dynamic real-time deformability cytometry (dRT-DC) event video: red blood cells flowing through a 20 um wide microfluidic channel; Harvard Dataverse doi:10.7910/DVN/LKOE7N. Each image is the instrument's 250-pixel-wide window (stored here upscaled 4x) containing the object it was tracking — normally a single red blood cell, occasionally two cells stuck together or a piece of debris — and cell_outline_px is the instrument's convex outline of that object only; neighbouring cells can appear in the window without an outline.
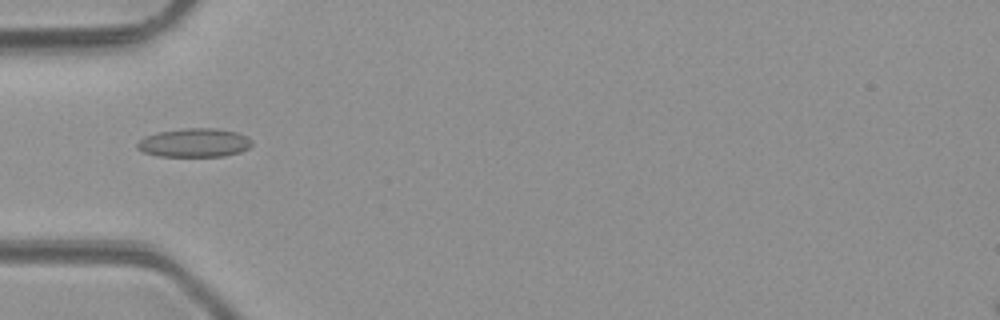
{"species": "common noctule bat (a hibernating species)", "species_latin": "Nyctalus noctula", "temperature_condition": "room temperature", "stored_images_in_passage": 6, "camera_frame_rate_fps": 3000, "um_per_image_px": 0.085, "animal": {"sex": "male", "body_mass_g": 23.1, "forearm_length_mm": 52.7}, "frame": {"image": 1, "passage_image": 4, "time_ms": 3.667, "image_size_px": [1000, 320], "cell_outline_px": [[252, 144], [248, 148], [240, 152], [224, 156], [156, 156], [144, 152], [136, 148], [136, 144], [144, 136], [156, 132], [184, 128], [216, 128], [236, 132], [248, 136], [252, 140]], "centroid_in_image_um": [16.51, 12.13], "position_along_channel_um": 68.5, "area_um2": 19.36}}
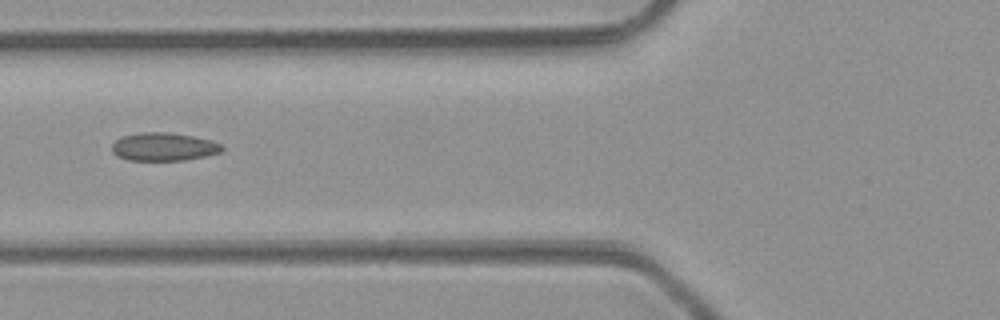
{"frame": {"image": 2, "passage_image": 5, "time_ms": 4.667, "image_size_px": [1000, 320], "cell_outline_px": [[224, 148], [220, 152], [204, 156], [184, 160], [128, 160], [116, 156], [112, 152], [112, 144], [120, 136], [140, 132], [168, 132], [192, 136], [212, 140], [224, 144]], "centroid_in_image_um": [13.9, 12.47], "position_along_channel_um": 111.9, "area_um2": 18.21}}
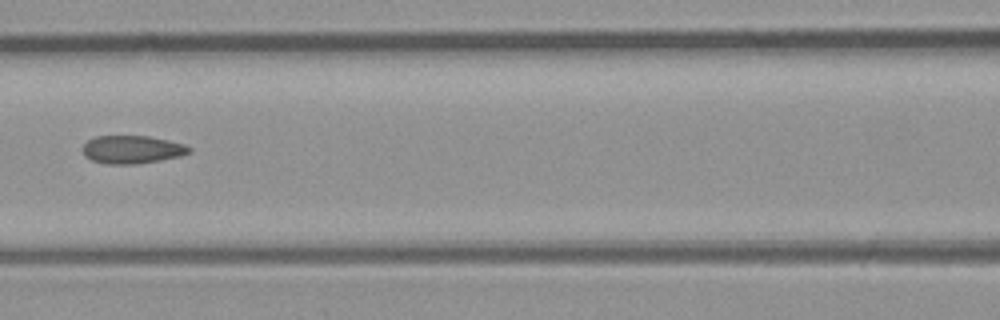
{"frame": {"image": 3, "passage_image": 6, "time_ms": 5.667, "image_size_px": [1000, 320], "cell_outline_px": [[192, 152], [180, 156], [160, 160], [136, 164], [104, 164], [92, 160], [84, 156], [84, 144], [88, 140], [96, 136], [148, 136], [168, 140], [184, 144], [192, 148]], "centroid_in_image_um": [11.25, 12.71], "position_along_channel_um": 155.4, "area_um2": 17.4}}